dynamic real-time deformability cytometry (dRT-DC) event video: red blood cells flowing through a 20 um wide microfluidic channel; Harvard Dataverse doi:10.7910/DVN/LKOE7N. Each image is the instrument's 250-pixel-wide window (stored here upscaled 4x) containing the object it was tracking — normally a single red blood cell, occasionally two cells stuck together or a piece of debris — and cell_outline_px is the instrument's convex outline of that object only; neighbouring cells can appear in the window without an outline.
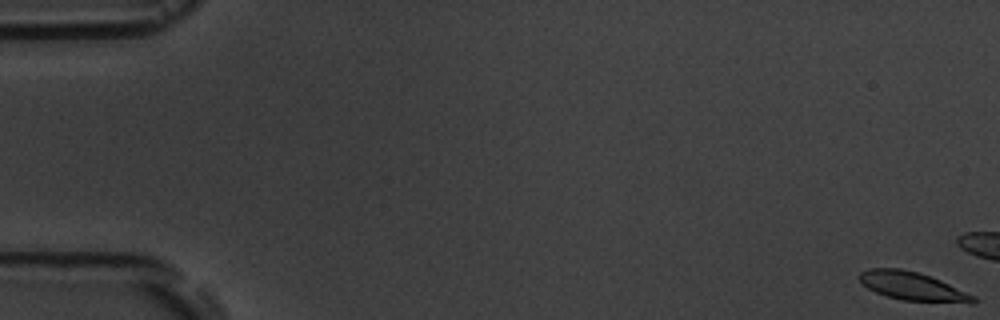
{"species": "common noctule bat (a hibernating species)", "species_latin": "Nyctalus noctula", "temperature_condition": "room temperature", "stored_images_in_passage": 5, "camera_frame_rate_fps": 3000, "um_per_image_px": 0.085, "animal": {"sex": "male", "body_mass_g": 19.5, "forearm_length_mm": 54.6}, "frame": {"image": 1, "passage_image": 1, "time_ms": 0.0, "image_size_px": [1000, 320], "cell_outline_px": [[976, 304], [968, 304], [900, 300], [876, 292], [868, 288], [860, 280], [860, 272], [868, 268], [900, 268], [916, 272], [940, 280], [976, 296]], "centroid_in_image_um": [77.63, 24.36], "position_along_channel_um": 7.4, "area_um2": 18.9}}